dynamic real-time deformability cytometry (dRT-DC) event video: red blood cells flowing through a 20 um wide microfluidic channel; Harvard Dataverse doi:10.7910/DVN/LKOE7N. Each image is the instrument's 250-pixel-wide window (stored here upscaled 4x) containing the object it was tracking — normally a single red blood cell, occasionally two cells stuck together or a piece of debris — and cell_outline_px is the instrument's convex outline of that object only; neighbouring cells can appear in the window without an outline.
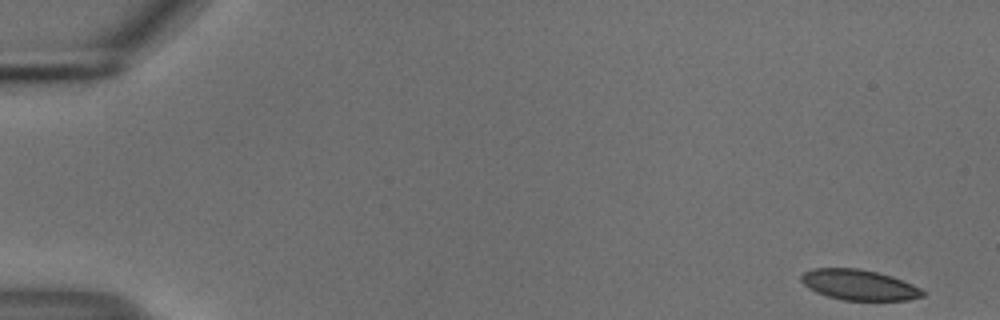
{"species": "common noctule bat (a hibernating species)", "species_latin": "Nyctalus noctula", "temperature_condition": "cold", "stored_images_in_passage": 20, "camera_frame_rate_fps": 3000, "um_per_image_px": 0.085, "animal": {"sex": "male", "body_mass_g": 18.8}, "frame": {"image": 1, "passage_image": 1, "time_ms": 0.0, "image_size_px": [1000, 320], "cell_outline_px": [[928, 292], [924, 296], [908, 300], [844, 300], [828, 296], [816, 292], [808, 288], [800, 280], [800, 276], [804, 272], [812, 268], [856, 268], [876, 272], [892, 276], [912, 284]], "centroid_in_image_um": [73.03, 24.21], "position_along_channel_um": 12.0, "area_um2": 21.62}}
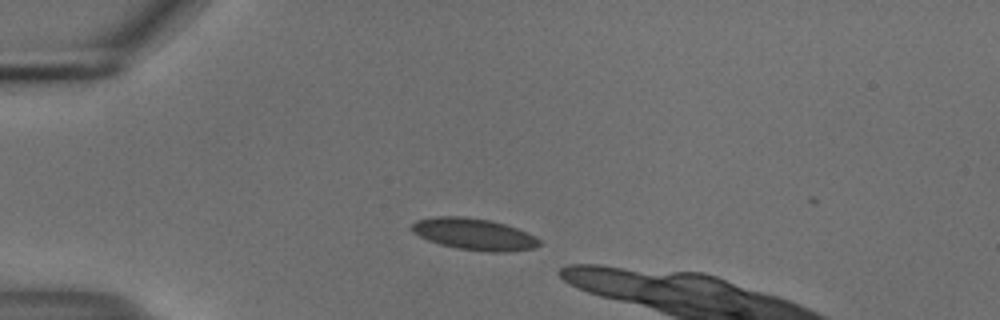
{"frame": {"image": 2, "passage_image": 13, "time_ms": 4.0, "image_size_px": [1000, 320], "cell_outline_px": [[540, 244], [532, 248], [508, 252], [488, 252], [456, 248], [440, 244], [428, 240], [412, 232], [408, 228], [416, 220], [436, 216], [460, 216], [488, 220], [504, 224], [516, 228], [536, 236], [540, 240]], "centroid_in_image_um": [40.26, 19.9], "position_along_channel_um": 44.7, "area_um2": 23.47}}